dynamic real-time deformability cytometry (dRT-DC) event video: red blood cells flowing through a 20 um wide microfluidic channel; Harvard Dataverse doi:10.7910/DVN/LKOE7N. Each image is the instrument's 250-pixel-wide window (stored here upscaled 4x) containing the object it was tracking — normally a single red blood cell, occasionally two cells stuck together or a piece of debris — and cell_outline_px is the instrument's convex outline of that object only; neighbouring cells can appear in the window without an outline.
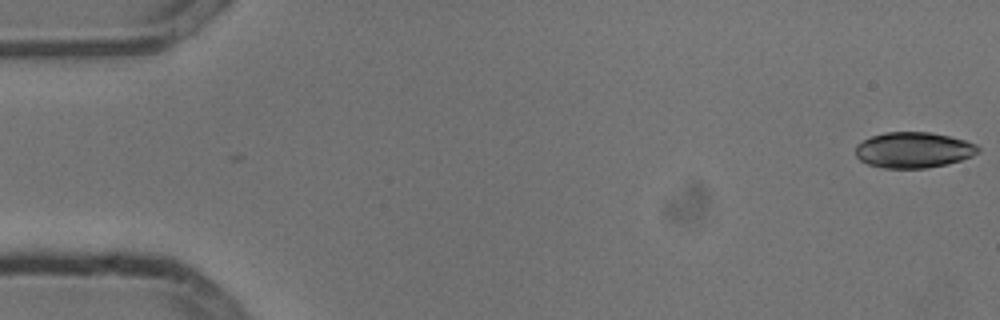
{"species": "common noctule bat (a hibernating species)", "species_latin": "Nyctalus noctula", "temperature_condition": "cold", "stored_images_in_passage": 2, "camera_frame_rate_fps": 3000, "um_per_image_px": 0.085, "animal": {"sex": "male", "body_mass_g": 13.3}, "frame": {"image": 1, "passage_image": 2, "time_ms": 0.333, "image_size_px": [1000, 320], "cell_outline_px": [[980, 152], [972, 156], [948, 164], [928, 168], [884, 168], [868, 164], [860, 160], [856, 156], [856, 144], [872, 136], [884, 132], [928, 132], [948, 136], [964, 140], [976, 144], [980, 148]], "centroid_in_image_um": [77.65, 12.75], "position_along_channel_um": 7.3, "area_um2": 25.55}}